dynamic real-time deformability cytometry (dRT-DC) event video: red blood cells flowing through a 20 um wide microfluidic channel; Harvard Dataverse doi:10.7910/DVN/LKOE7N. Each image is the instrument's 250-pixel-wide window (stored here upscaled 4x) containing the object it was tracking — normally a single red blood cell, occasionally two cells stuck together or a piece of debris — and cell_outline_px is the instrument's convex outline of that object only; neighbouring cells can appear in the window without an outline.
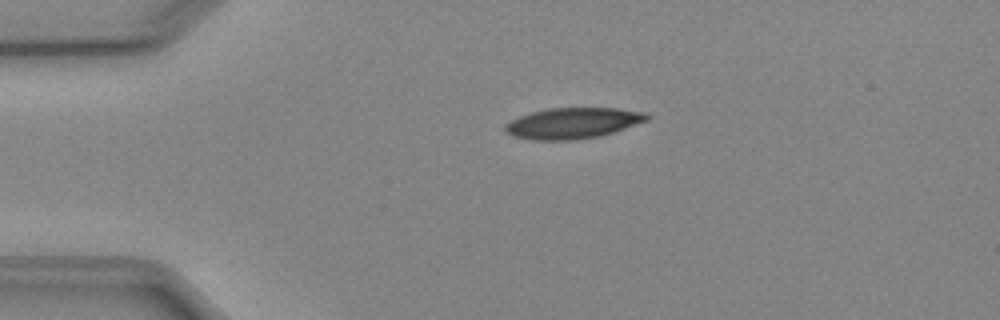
{"species": "Egyptian fruit bat (a non-hibernating species)", "species_latin": "Rousettus aegyptiacus", "temperature_condition": "cold", "stored_images_in_passage": 5, "camera_frame_rate_fps": 3000, "um_per_image_px": 0.085, "animal": {"sex": "female"}, "frame": {"image": 1, "passage_image": 4, "time_ms": 3.333, "image_size_px": [1000, 320], "cell_outline_px": [[652, 116], [648, 120], [600, 136], [572, 140], [532, 140], [512, 136], [504, 128], [504, 124], [520, 116], [532, 112], [548, 108], [616, 108], [640, 112]], "centroid_in_image_um": [48.66, 10.47], "position_along_channel_um": 36.3, "area_um2": 25.26}}